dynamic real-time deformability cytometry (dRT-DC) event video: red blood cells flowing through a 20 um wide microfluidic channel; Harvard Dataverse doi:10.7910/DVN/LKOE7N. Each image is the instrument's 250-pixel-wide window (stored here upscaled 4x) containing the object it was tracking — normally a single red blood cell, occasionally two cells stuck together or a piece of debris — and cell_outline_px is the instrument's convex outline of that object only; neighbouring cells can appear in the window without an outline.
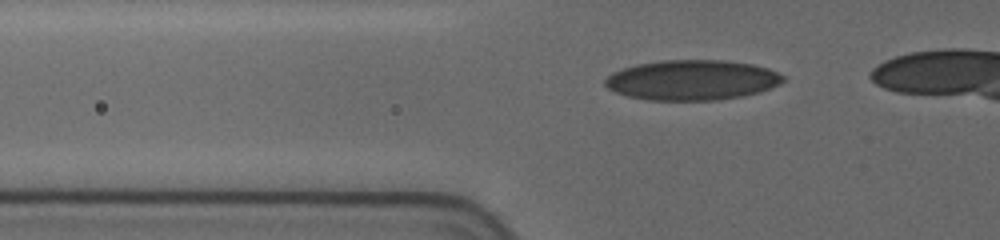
{"species": "human", "species_latin": "Homo sapiens", "temperature_condition": "cold", "stored_images_in_passage": 40, "camera_frame_rate_fps": 3000, "um_per_image_px": 0.085, "donor": {"sex": "female"}, "frame": {"image": 1, "passage_image": 17, "time_ms": 4.667, "image_size_px": [1000, 240], "cell_outline_px": [[784, 80], [780, 84], [760, 92], [744, 96], [716, 100], [648, 100], [628, 96], [616, 92], [608, 88], [604, 84], [604, 80], [612, 72], [636, 64], [660, 60], [724, 60], [752, 64], [768, 68], [784, 76]], "centroid_in_image_um": [58.82, 6.8], "position_along_channel_um": 67.0, "area_um2": 41.73}}
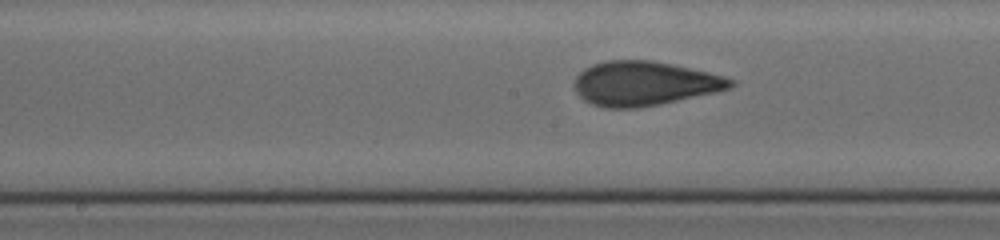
{"frame": {"image": 2, "passage_image": 26, "time_ms": 8.333, "image_size_px": [1000, 240], "cell_outline_px": [[736, 84], [732, 88], [716, 92], [660, 104], [640, 108], [604, 108], [592, 104], [584, 100], [576, 92], [576, 76], [584, 68], [592, 64], [604, 60], [652, 60], [672, 64], [708, 72], [724, 76], [736, 80]], "centroid_in_image_um": [54.79, 7.09], "position_along_channel_um": 193.4, "area_um2": 40.46}}
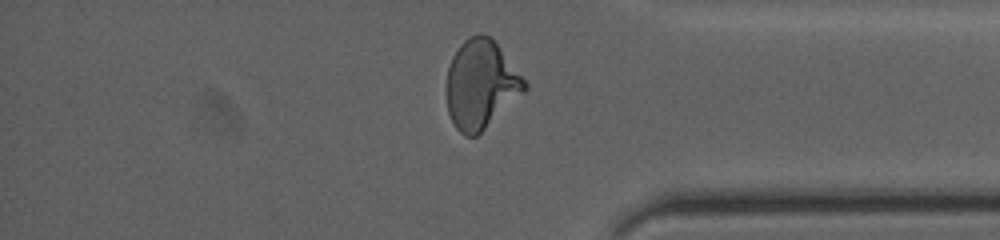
{"frame": {"image": 3, "passage_image": 39, "time_ms": 14.0, "image_size_px": [1000, 240], "cell_outline_px": [[528, 88], [524, 92], [476, 136], [464, 136], [456, 128], [448, 112], [448, 68], [452, 56], [460, 44], [468, 36], [480, 32], [492, 36], [528, 84]], "centroid_in_image_um": [40.89, 7.12], "position_along_channel_um": 394.3, "area_um2": 40.0}}